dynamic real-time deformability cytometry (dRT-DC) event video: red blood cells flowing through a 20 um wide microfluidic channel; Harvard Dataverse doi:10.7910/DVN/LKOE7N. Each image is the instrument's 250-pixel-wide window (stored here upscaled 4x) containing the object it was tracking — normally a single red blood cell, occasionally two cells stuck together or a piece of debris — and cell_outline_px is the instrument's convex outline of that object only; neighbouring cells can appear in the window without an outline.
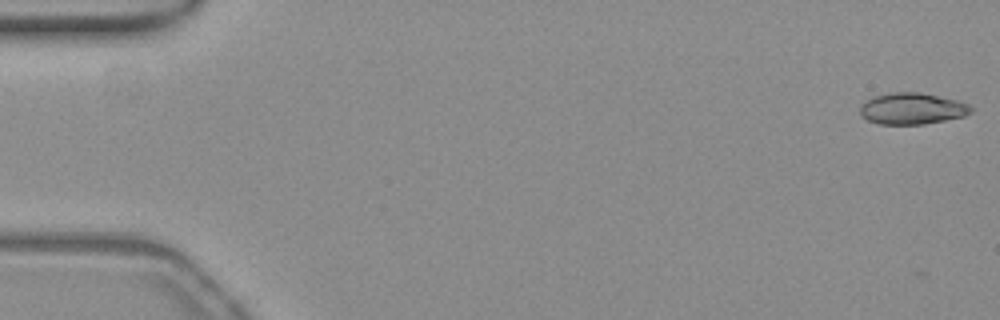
{"species": "common noctule bat (a hibernating species)", "species_latin": "Nyctalus noctula", "temperature_condition": "warm", "stored_images_in_passage": 53, "camera_frame_rate_fps": 3000, "um_per_image_px": 0.085, "animal": {"sex": "female", "body_mass_g": 19.3, "forearm_length_mm": 54.1}, "frame": {"image": 1, "passage_image": 1, "time_ms": 0.0, "image_size_px": [1000, 320], "cell_outline_px": [[972, 112], [964, 116], [924, 124], [880, 124], [868, 120], [860, 116], [860, 108], [872, 96], [892, 92], [920, 92], [956, 100], [968, 104], [972, 108]], "centroid_in_image_um": [77.52, 9.23], "position_along_channel_um": 7.5, "area_um2": 20.17}}
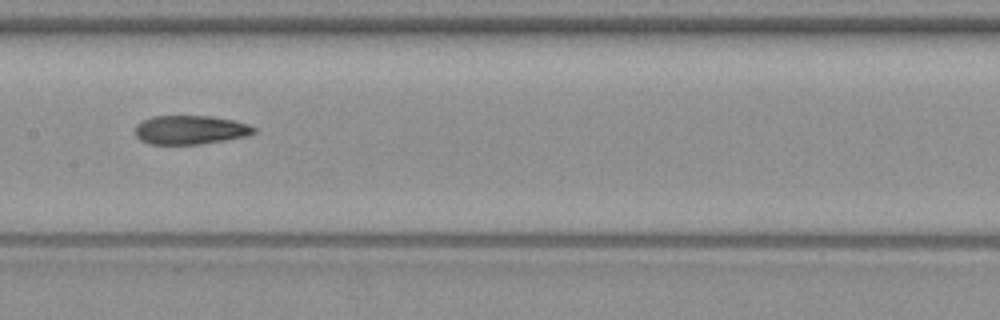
{"frame": {"image": 2, "passage_image": 27, "time_ms": 8.667, "image_size_px": [1000, 320], "cell_outline_px": [[256, 132], [244, 136], [224, 140], [200, 144], [148, 144], [140, 140], [136, 136], [136, 124], [140, 120], [152, 116], [212, 116], [232, 120], [248, 124], [256, 128]], "centroid_in_image_um": [16.13, 11.03], "position_along_channel_um": 191.3, "area_um2": 20.0}}
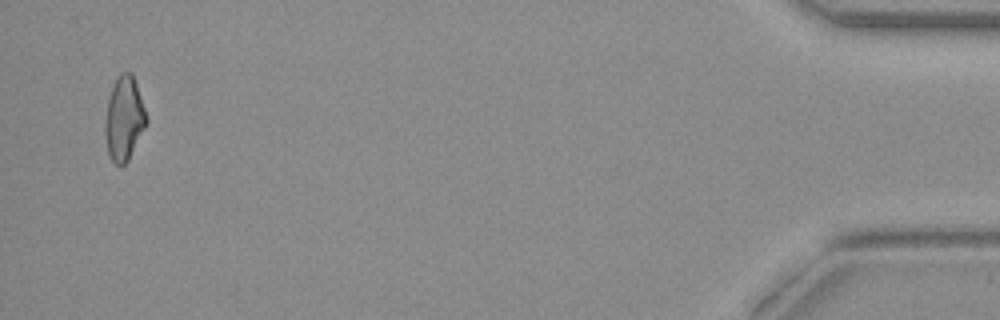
{"frame": {"image": 3, "passage_image": 52, "time_ms": 17.0, "image_size_px": [1000, 320], "cell_outline_px": [[148, 124], [128, 160], [120, 168], [108, 156], [104, 132], [104, 124], [108, 100], [116, 76], [120, 72], [132, 72], [148, 120]], "centroid_in_image_um": [10.54, 10.11], "position_along_channel_um": 424.7, "area_um2": 20.4}, "authors_computed_cell_mechanics": {"area_um2": 20.2878, "velocity_mm_per_s": 3.8888, "shape_relaxation_time_tau1_ms": null, "shape_relaxation_time_tau2_ms": 3.946, "deformation_change_tau1": null, "deformation_change_tau2": 0.1064}}